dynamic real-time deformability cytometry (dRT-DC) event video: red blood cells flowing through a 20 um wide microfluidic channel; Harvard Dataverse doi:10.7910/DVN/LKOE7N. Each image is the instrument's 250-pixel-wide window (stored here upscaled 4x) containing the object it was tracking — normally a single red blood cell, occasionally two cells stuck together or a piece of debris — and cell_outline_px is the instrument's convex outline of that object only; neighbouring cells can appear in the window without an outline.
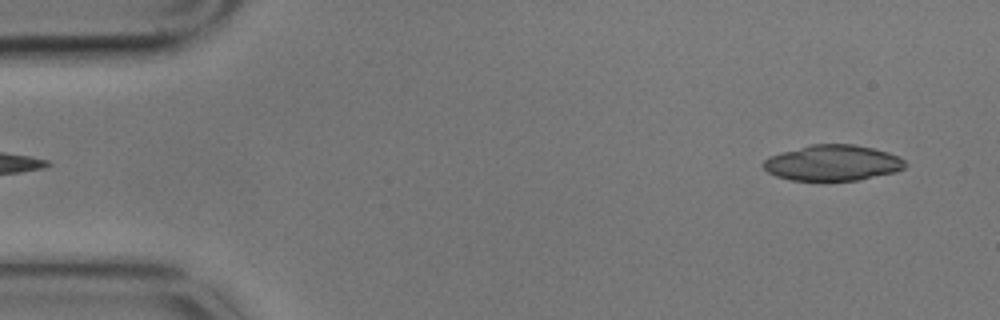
{"species": "common noctule bat (a hibernating species)", "species_latin": "Nyctalus noctula", "temperature_condition": "cold", "stored_images_in_passage": 4, "camera_frame_rate_fps": 3000, "um_per_image_px": 0.085, "animal": {"sex": "male", "body_mass_g": 17.9}, "frame": {"image": 1, "passage_image": 4, "time_ms": 1.0, "image_size_px": [1000, 320], "cell_outline_px": [[908, 164], [904, 168], [896, 172], [860, 180], [792, 180], [776, 176], [768, 172], [760, 164], [768, 156], [780, 152], [812, 144], [852, 144], [872, 148], [888, 152], [900, 156]], "centroid_in_image_um": [70.78, 13.84], "position_along_channel_um": 14.2, "area_um2": 29.71}}